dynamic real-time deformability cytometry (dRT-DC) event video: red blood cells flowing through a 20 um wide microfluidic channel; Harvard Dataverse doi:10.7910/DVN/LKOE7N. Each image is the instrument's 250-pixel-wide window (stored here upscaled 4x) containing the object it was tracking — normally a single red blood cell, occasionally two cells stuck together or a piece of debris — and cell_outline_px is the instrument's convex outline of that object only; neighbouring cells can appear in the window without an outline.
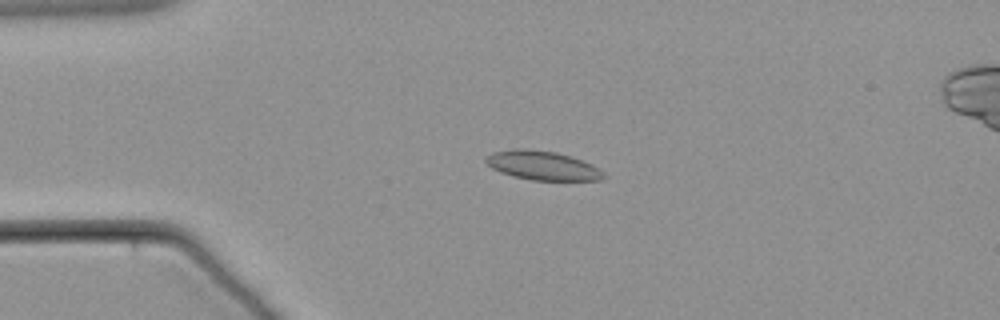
{"species": "common noctule bat (a hibernating species)", "species_latin": "Nyctalus noctula", "temperature_condition": "warm", "stored_images_in_passage": 63, "camera_frame_rate_fps": 3000, "um_per_image_px": 0.085, "animal": {"sex": "male", "body_mass_g": 21.5, "forearm_length_mm": 52.0}, "frame": {"image": 1, "passage_image": 16, "time_ms": 5.0, "image_size_px": [1000, 320], "cell_outline_px": [[608, 176], [600, 180], [532, 180], [512, 176], [500, 172], [492, 168], [484, 160], [492, 152], [512, 148], [520, 148], [556, 152], [572, 156], [592, 164], [604, 172]], "centroid_in_image_um": [46.13, 14.06], "position_along_channel_um": 38.9, "area_um2": 20.06}}
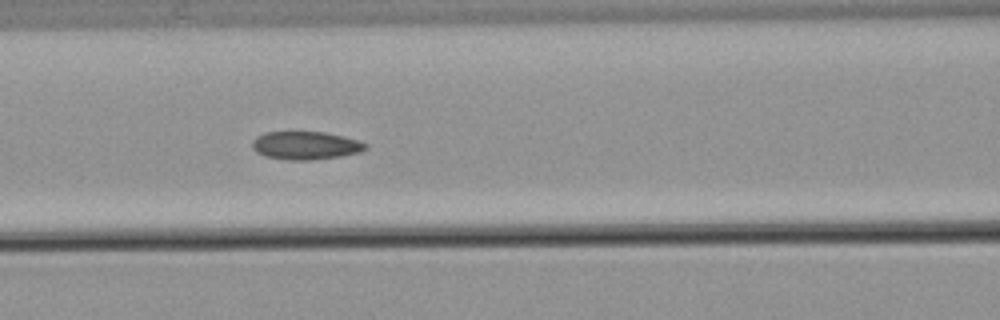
{"frame": {"image": 2, "passage_image": 28, "time_ms": 9.0, "image_size_px": [1000, 320], "cell_outline_px": [[368, 148], [360, 152], [340, 156], [312, 160], [284, 160], [264, 156], [256, 152], [252, 148], [252, 140], [256, 136], [264, 132], [324, 132], [356, 140], [368, 144]], "centroid_in_image_um": [25.93, 12.37], "position_along_channel_um": 140.7, "area_um2": 18.61}}
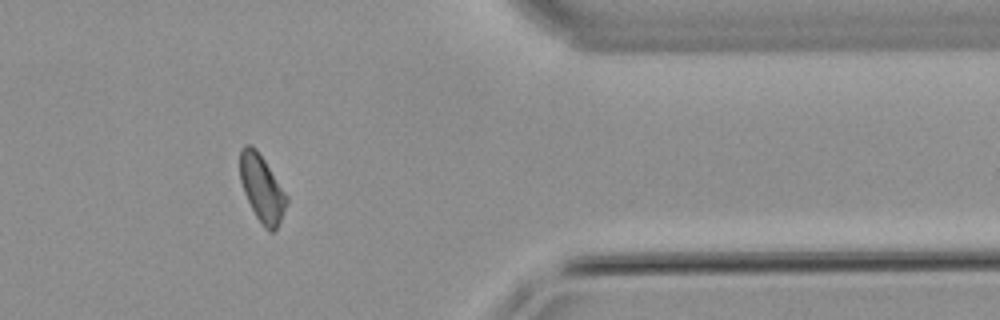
{"frame": {"image": 3, "passage_image": 52, "time_ms": 17.0, "image_size_px": [1000, 320], "cell_outline_px": [[288, 200], [280, 220], [276, 228], [272, 232], [268, 232], [264, 228], [256, 216], [244, 192], [240, 180], [240, 148], [244, 144], [248, 144], [256, 148], [288, 196]], "centroid_in_image_um": [22.25, 16.0], "position_along_channel_um": 389.2, "area_um2": 17.92}}